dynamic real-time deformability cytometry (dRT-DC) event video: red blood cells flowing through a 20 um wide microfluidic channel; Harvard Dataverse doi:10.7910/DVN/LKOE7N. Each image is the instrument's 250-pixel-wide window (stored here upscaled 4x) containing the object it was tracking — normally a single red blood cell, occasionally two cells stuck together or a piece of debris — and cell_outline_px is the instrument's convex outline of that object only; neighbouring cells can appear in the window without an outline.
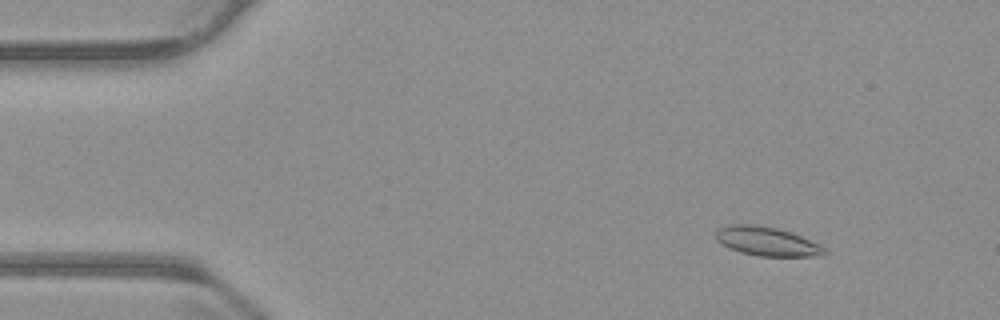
{"species": "common noctule bat (a hibernating species)", "species_latin": "Nyctalus noctula", "temperature_condition": "warm", "stored_images_in_passage": 55, "camera_frame_rate_fps": 3000, "um_per_image_px": 0.085, "animal": {"sex": "male", "body_mass_g": 23.1, "forearm_length_mm": 52.7}, "frame": {"image": 1, "passage_image": 7, "time_ms": 2.0, "image_size_px": [1000, 320], "cell_outline_px": [[828, 256], [760, 256], [740, 252], [728, 248], [720, 244], [716, 240], [716, 228], [728, 224], [756, 224], [776, 228], [792, 232], [820, 244], [828, 252]], "centroid_in_image_um": [65.18, 20.51], "position_along_channel_um": 19.8, "area_um2": 18.73}}
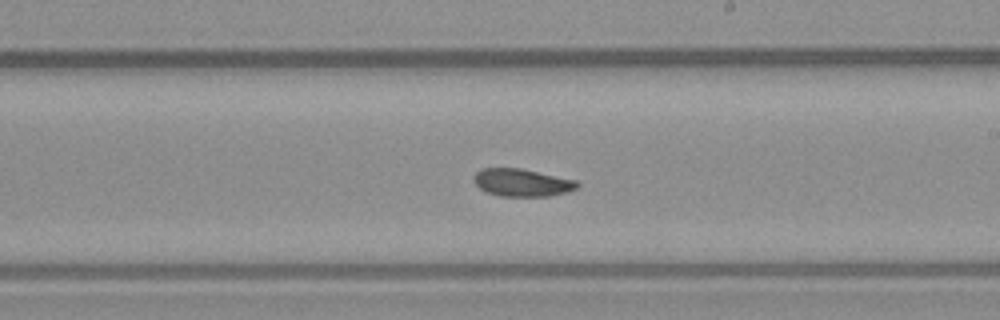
{"frame": {"image": 2, "passage_image": 32, "time_ms": 10.333, "image_size_px": [1000, 320], "cell_outline_px": [[580, 184], [576, 188], [568, 192], [552, 196], [500, 196], [488, 192], [480, 188], [472, 180], [472, 176], [480, 168], [520, 168], [576, 180]], "centroid_in_image_um": [44.36, 15.52], "position_along_channel_um": 244.6, "area_um2": 16.7}}
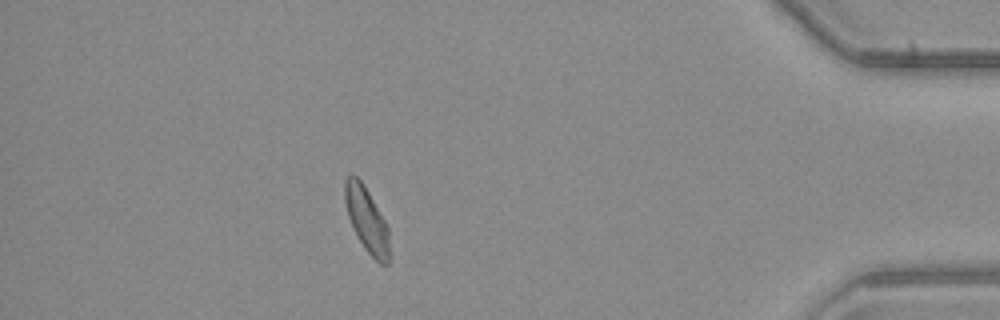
{"frame": {"image": 3, "passage_image": 49, "time_ms": 16.0, "image_size_px": [1000, 320], "cell_outline_px": [[388, 264], [380, 264], [364, 248], [352, 228], [348, 216], [344, 200], [344, 180], [348, 172], [352, 172], [364, 184], [384, 220], [388, 228]], "centroid_in_image_um": [31.11, 18.6], "position_along_channel_um": 404.1, "area_um2": 16.76}}